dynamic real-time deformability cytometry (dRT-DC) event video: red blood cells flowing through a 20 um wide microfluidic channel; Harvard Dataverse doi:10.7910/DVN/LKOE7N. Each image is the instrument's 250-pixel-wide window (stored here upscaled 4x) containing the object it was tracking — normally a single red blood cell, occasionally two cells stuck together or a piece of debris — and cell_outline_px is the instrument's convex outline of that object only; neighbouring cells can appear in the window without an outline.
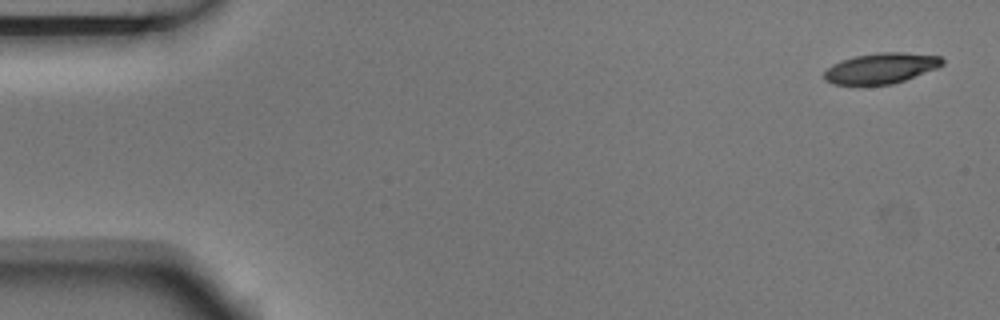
{"species": "Egyptian fruit bat (a non-hibernating species)", "species_latin": "Rousettus aegyptiacus", "temperature_condition": "room temperature", "stored_images_in_passage": 5, "camera_frame_rate_fps": 3000, "um_per_image_px": 0.085, "animal": {"sex": "male"}, "frame": {"image": 1, "passage_image": 1, "time_ms": 0.0, "image_size_px": [1000, 320], "cell_outline_px": [[944, 64], [936, 68], [904, 80], [892, 84], [832, 84], [824, 80], [824, 72], [832, 64], [840, 60], [856, 56], [880, 52], [904, 52], [940, 56], [944, 60]], "centroid_in_image_um": [74.87, 5.79], "position_along_channel_um": 10.1, "area_um2": 20.87}}
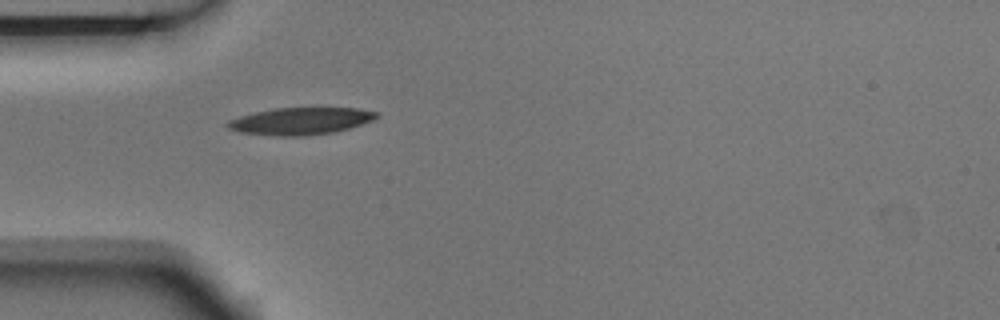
{"frame": {"image": 2, "passage_image": 5, "time_ms": 1.333, "image_size_px": [1000, 320], "cell_outline_px": [[380, 116], [372, 120], [348, 128], [332, 132], [304, 136], [276, 136], [240, 132], [228, 128], [224, 124], [228, 120], [240, 116], [256, 112], [276, 108], [356, 108], [376, 112]], "centroid_in_image_um": [25.5, 10.29], "position_along_channel_um": 59.5, "area_um2": 23.29}}